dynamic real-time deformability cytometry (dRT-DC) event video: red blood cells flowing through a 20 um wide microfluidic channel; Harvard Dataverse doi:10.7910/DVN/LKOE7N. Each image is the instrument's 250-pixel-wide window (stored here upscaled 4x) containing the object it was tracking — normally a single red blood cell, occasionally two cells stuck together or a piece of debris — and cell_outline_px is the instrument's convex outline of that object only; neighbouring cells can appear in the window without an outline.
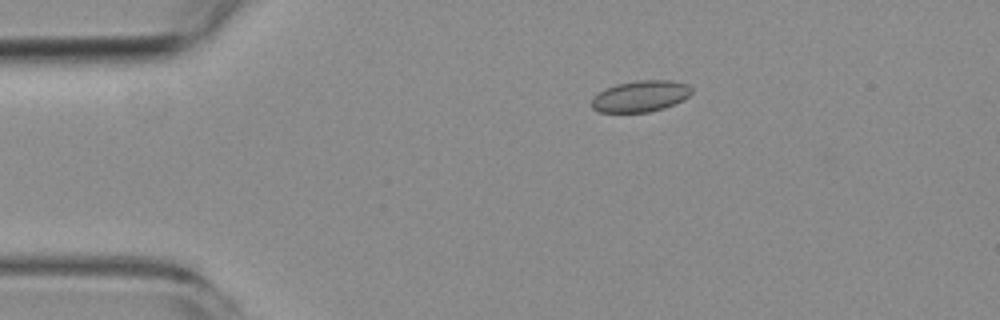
{"species": "common noctule bat (a hibernating species)", "species_latin": "Nyctalus noctula", "temperature_condition": "room temperature", "stored_images_in_passage": 5, "camera_frame_rate_fps": 3000, "um_per_image_px": 0.085, "animal": {"sex": "female", "body_mass_g": 19.3, "forearm_length_mm": 54.1}, "frame": {"image": 1, "passage_image": 5, "time_ms": 6.0, "image_size_px": [1000, 320], "cell_outline_px": [[692, 92], [684, 100], [664, 108], [648, 112], [600, 112], [592, 108], [592, 96], [616, 84], [636, 80], [672, 80], [688, 84], [692, 88]], "centroid_in_image_um": [54.47, 8.17], "position_along_channel_um": 30.5, "area_um2": 18.26}}